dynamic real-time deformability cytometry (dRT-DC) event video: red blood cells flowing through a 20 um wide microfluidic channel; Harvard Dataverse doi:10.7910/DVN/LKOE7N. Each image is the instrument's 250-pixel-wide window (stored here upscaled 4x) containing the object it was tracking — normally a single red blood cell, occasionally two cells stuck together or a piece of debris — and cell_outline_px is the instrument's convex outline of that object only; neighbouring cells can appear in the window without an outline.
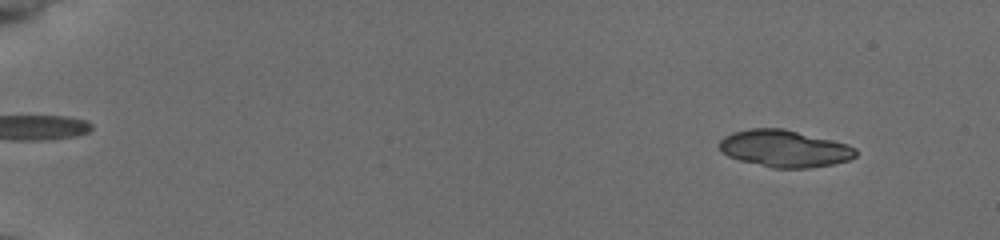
{"species": "common noctule bat (a hibernating species)", "species_latin": "Nyctalus noctula", "temperature_condition": "cold", "stored_images_in_passage": 54, "segment_of_instrument_passage": [1, 2], "camera_frame_rate_fps": 3000, "um_per_image_px": 0.085, "animal": {"sex": "female", "body_mass_g": 19.5, "forearm_length_mm": 54.1}, "frame": {"image": 1, "passage_image": 5, "time_ms": 1.333, "image_size_px": [1000, 240], "cell_outline_px": [[856, 156], [848, 160], [832, 164], [804, 168], [776, 168], [744, 160], [732, 156], [724, 152], [720, 148], [720, 140], [724, 136], [732, 132], [748, 128], [784, 128], [848, 144], [856, 148]], "centroid_in_image_um": [66.72, 12.6], "position_along_channel_um": 18.3, "area_um2": 28.9}}
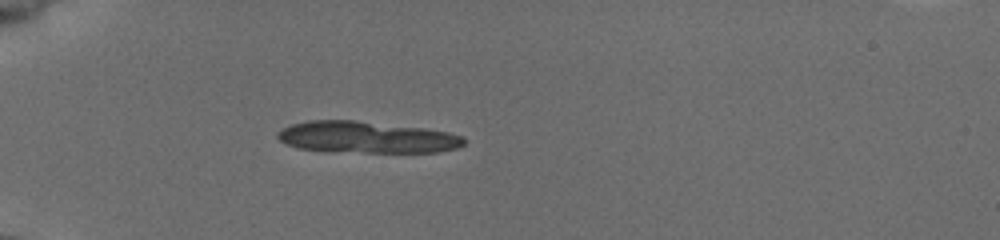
{"frame": {"image": 2, "passage_image": 17, "time_ms": 5.333, "image_size_px": [1000, 240], "cell_outline_px": [[464, 144], [452, 148], [432, 152], [368, 152], [300, 148], [288, 144], [280, 140], [276, 136], [284, 128], [292, 124], [308, 120], [356, 120], [424, 128], [448, 132], [464, 136]], "centroid_in_image_um": [31.19, 11.64], "position_along_channel_um": 53.8, "area_um2": 33.58}}